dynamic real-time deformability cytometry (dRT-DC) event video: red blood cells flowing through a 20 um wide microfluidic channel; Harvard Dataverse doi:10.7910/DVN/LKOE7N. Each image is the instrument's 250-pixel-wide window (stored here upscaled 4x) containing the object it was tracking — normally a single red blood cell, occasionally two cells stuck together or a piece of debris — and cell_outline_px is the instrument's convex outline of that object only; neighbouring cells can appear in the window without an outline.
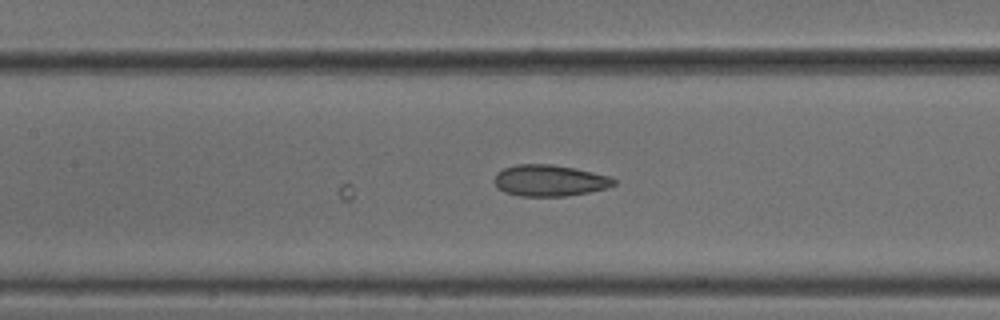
{"species": "common noctule bat (a hibernating species)", "species_latin": "Nyctalus noctula", "temperature_condition": "cold", "stored_images_in_passage": 19, "camera_frame_rate_fps": 3000, "um_per_image_px": 0.085, "animal": {"sex": "male", "body_mass_g": 18.8}, "frame": {"image": 1, "passage_image": 19, "time_ms": 6.0, "image_size_px": [1000, 320], "cell_outline_px": [[616, 184], [604, 188], [588, 192], [564, 196], [520, 196], [504, 192], [496, 188], [496, 172], [504, 168], [516, 164], [552, 164], [576, 168], [608, 176], [616, 180]], "centroid_in_image_um": [46.69, 15.34], "position_along_channel_um": 160.7, "area_um2": 21.73}}